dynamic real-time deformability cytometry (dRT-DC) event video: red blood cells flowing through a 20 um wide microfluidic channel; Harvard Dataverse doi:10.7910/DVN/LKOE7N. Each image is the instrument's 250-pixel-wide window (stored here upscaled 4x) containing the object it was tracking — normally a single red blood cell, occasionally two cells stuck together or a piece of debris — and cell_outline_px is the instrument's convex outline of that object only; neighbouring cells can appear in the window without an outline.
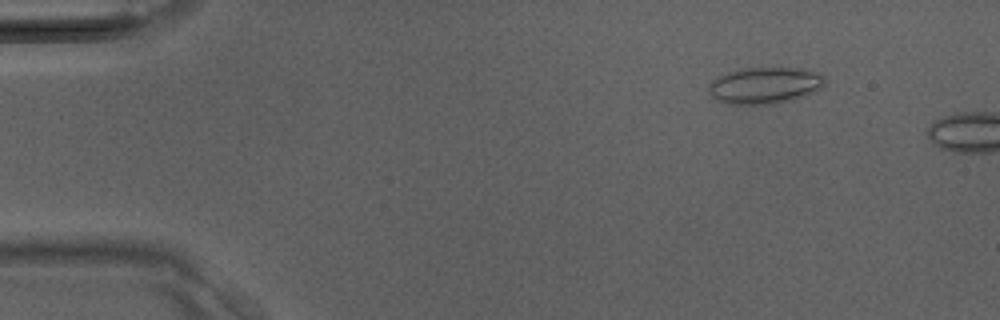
{"species": "Egyptian fruit bat (a non-hibernating species)", "species_latin": "Rousettus aegyptiacus", "temperature_condition": "room temperature", "stored_images_in_passage": 3, "camera_frame_rate_fps": 3000, "um_per_image_px": 0.085, "animal": {"sex": "male"}, "frame": {"image": 1, "passage_image": 1, "time_ms": 0.0, "image_size_px": [1000, 320], "cell_outline_px": [[824, 84], [820, 88], [804, 96], [792, 100], [776, 104], [728, 104], [716, 100], [708, 92], [708, 84], [712, 80], [728, 72], [740, 68], [792, 68], [820, 72], [824, 76]], "centroid_in_image_um": [64.98, 7.27], "position_along_channel_um": 20.0, "area_um2": 24.8}}